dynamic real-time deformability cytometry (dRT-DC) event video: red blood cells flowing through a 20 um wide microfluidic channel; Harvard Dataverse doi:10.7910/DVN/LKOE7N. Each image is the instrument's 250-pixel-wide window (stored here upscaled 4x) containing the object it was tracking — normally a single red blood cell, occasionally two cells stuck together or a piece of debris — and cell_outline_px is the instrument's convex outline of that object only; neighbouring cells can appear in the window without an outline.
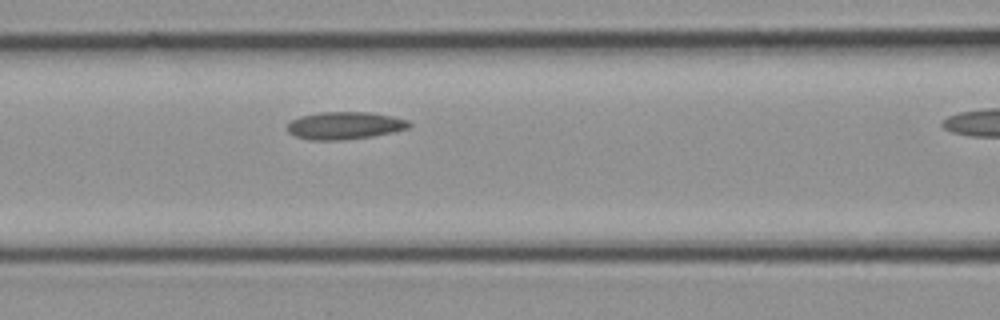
{"species": "common noctule bat (a hibernating species)", "species_latin": "Nyctalus noctula", "temperature_condition": "cold", "stored_images_in_passage": 8, "camera_frame_rate_fps": 3000, "um_per_image_px": 0.085, "animal": {"sex": "female", "body_mass_g": 21.9}, "frame": {"image": 1, "passage_image": 7, "time_ms": 2.0, "image_size_px": [1000, 320], "cell_outline_px": [[412, 124], [408, 128], [392, 132], [372, 136], [344, 140], [308, 140], [292, 136], [288, 132], [288, 124], [292, 120], [300, 116], [320, 112], [368, 112], [392, 116], [408, 120]], "centroid_in_image_um": [29.27, 10.68], "position_along_channel_um": 137.3, "area_um2": 19.59}}